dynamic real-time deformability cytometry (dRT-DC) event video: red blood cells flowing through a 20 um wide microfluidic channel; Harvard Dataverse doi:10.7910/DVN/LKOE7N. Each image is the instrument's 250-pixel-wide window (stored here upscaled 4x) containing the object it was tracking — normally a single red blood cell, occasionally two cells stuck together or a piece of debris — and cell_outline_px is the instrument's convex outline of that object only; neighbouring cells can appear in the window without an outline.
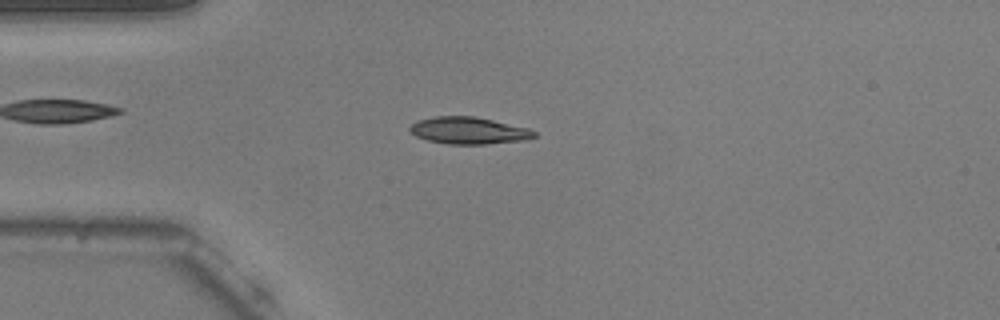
{"species": "common noctule bat (a hibernating species)", "species_latin": "Nyctalus noctula", "temperature_condition": "warm", "stored_images_in_passage": 53, "camera_frame_rate_fps": 3000, "um_per_image_px": 0.085, "animal": {"sex": "male", "body_mass_g": 20.5, "forearm_length_mm": 52.5}, "frame": {"image": 1, "passage_image": 13, "time_ms": 4.0, "image_size_px": [1000, 320], "cell_outline_px": [[536, 136], [528, 140], [484, 144], [448, 144], [428, 140], [416, 136], [408, 132], [408, 128], [416, 120], [436, 116], [476, 116], [528, 128], [536, 132]], "centroid_in_image_um": [39.82, 11.09], "position_along_channel_um": 45.2, "area_um2": 19.71}}
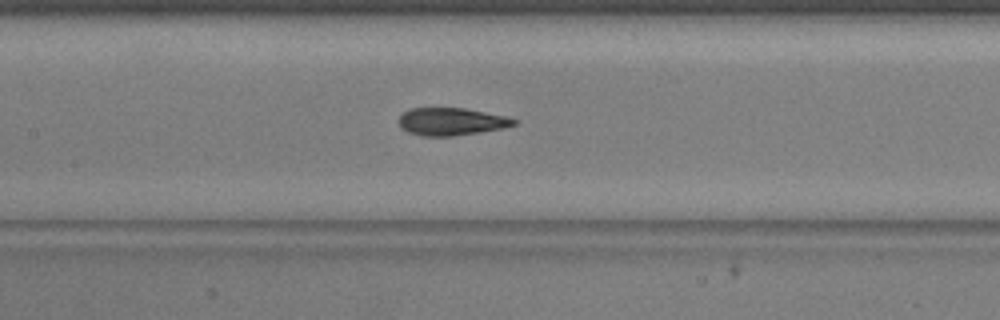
{"frame": {"image": 2, "passage_image": 24, "time_ms": 7.667, "image_size_px": [1000, 320], "cell_outline_px": [[520, 120], [516, 124], [504, 128], [480, 132], [452, 136], [420, 136], [408, 132], [400, 128], [400, 116], [408, 108], [464, 108], [508, 116]], "centroid_in_image_um": [38.4, 10.33], "position_along_channel_um": 169.0, "area_um2": 18.67}}
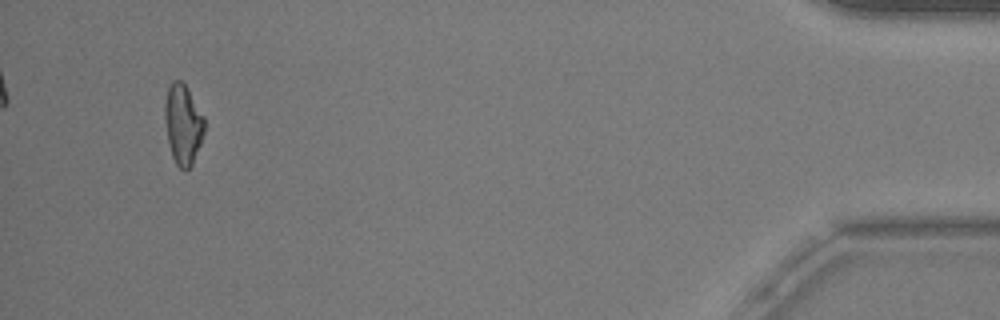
{"frame": {"image": 3, "passage_image": 50, "time_ms": 16.333, "image_size_px": [1000, 320], "cell_outline_px": [[204, 132], [200, 144], [192, 164], [184, 172], [176, 164], [172, 156], [168, 140], [164, 116], [164, 104], [168, 88], [172, 80], [180, 80], [188, 88], [204, 116]], "centroid_in_image_um": [15.55, 10.55], "position_along_channel_um": 419.6, "area_um2": 18.44}, "authors_computed_cell_mechanics": {"area_um2": 18.785, "velocity_mm_per_s": 3.79, "shape_relaxation_time_tau1_ms": 3.1097, "shape_relaxation_time_tau2_ms": 1.7817, "deformation_change_tau1": 0.1521, "deformation_change_tau2": 0.061}}